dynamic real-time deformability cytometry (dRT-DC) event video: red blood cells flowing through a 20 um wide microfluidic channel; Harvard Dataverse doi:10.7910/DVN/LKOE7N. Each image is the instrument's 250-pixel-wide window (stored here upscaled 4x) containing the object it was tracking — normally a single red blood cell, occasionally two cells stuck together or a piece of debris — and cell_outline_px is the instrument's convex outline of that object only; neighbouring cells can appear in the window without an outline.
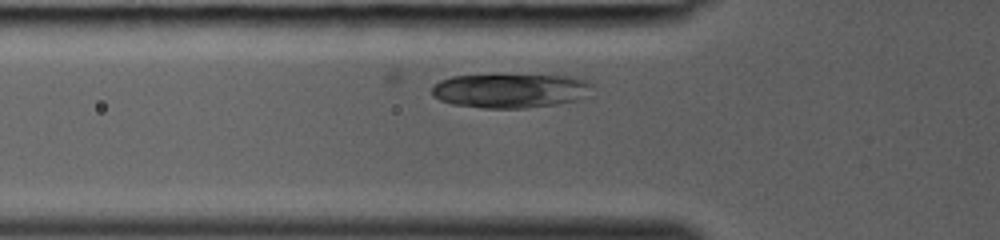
{"species": "common noctule bat (a hibernating species)", "species_latin": "Nyctalus noctula", "temperature_condition": "room temperature", "stored_images_in_passage": 20, "camera_frame_rate_fps": 3000, "um_per_image_px": 0.085, "animal": {"sex": "female", "body_mass_g": 19.0, "forearm_length_mm": 53.3}, "frame": {"image": 1, "passage_image": 4, "time_ms": 1.0, "image_size_px": [1000, 240], "cell_outline_px": [[592, 84], [576, 100], [556, 104], [528, 108], [484, 108], [452, 104], [440, 100], [432, 96], [432, 88], [440, 80], [452, 76], [492, 72], [504, 72], [572, 76], [588, 80]], "centroid_in_image_um": [43.29, 7.64], "position_along_channel_um": 82.5, "area_um2": 33.18}}